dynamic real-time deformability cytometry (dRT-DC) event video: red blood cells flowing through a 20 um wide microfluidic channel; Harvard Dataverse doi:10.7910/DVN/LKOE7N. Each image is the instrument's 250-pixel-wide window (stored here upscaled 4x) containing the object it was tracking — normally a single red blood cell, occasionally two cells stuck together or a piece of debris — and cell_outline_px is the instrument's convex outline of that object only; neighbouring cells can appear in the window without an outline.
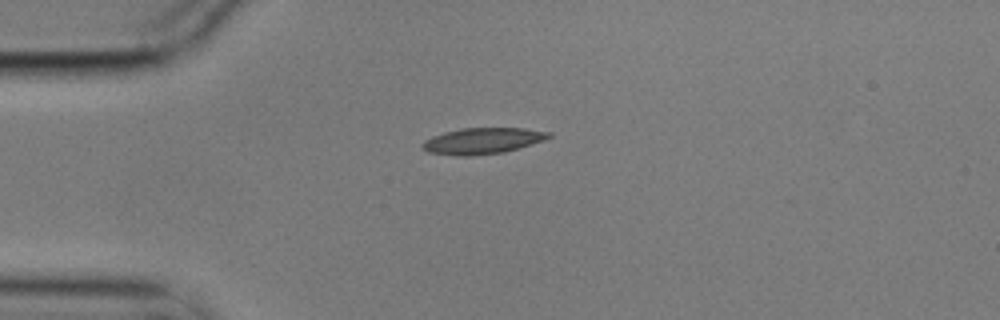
{"species": "common noctule bat (a hibernating species)", "species_latin": "Nyctalus noctula", "temperature_condition": "cold", "stored_images_in_passage": 8, "camera_frame_rate_fps": 3000, "um_per_image_px": 0.085, "animal": {"sex": "male", "body_mass_g": 17.9}, "frame": {"image": 1, "passage_image": 1, "time_ms": 0.0, "image_size_px": [1000, 320], "cell_outline_px": [[552, 136], [544, 140], [520, 148], [504, 152], [468, 156], [456, 156], [428, 152], [420, 144], [424, 140], [432, 136], [444, 132], [460, 128], [524, 128], [552, 132]], "centroid_in_image_um": [41.02, 11.97], "position_along_channel_um": 44.0, "area_um2": 19.36}}
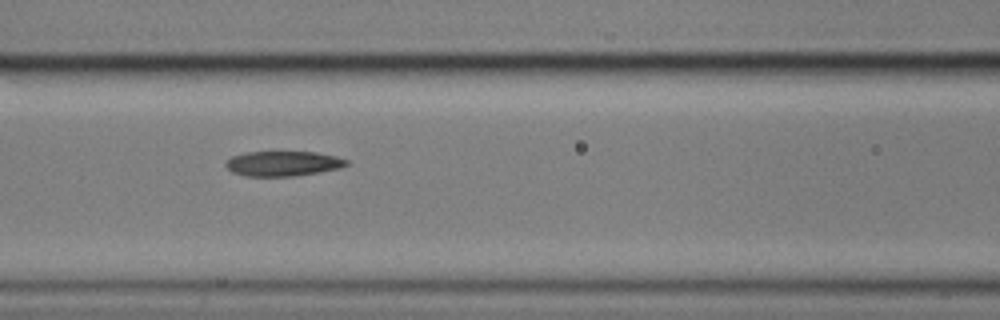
{"frame": {"image": 2, "passage_image": 4, "time_ms": 1.0, "image_size_px": [1000, 320], "cell_outline_px": [[348, 164], [340, 168], [320, 172], [292, 176], [244, 176], [232, 172], [224, 164], [232, 156], [244, 152], [316, 152], [336, 156], [348, 160]], "centroid_in_image_um": [24.05, 13.9], "position_along_channel_um": 142.5, "area_um2": 17.57}}
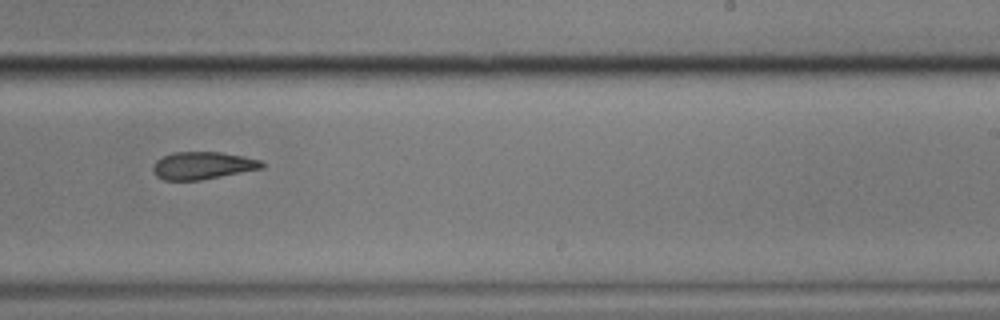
{"frame": {"image": 3, "passage_image": 7, "time_ms": 2.0, "image_size_px": [1000, 320], "cell_outline_px": [[264, 168], [200, 180], [164, 180], [156, 176], [152, 172], [152, 168], [156, 160], [172, 152], [220, 152], [244, 156], [260, 160], [264, 164]], "centroid_in_image_um": [17.21, 14.07], "position_along_channel_um": 271.8, "area_um2": 17.46}}